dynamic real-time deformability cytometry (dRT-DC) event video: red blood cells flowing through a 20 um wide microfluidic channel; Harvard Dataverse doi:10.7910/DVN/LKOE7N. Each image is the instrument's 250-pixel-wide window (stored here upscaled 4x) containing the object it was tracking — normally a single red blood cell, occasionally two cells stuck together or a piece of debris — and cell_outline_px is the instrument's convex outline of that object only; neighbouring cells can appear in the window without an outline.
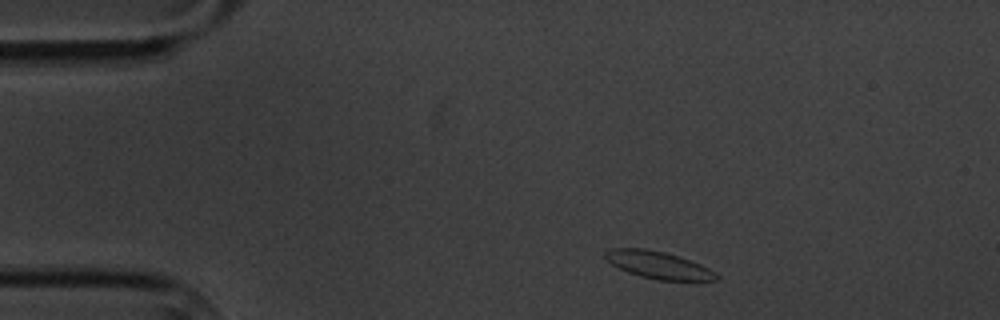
{"species": "common noctule bat (a hibernating species)", "species_latin": "Nyctalus noctula", "temperature_condition": "cold", "stored_images_in_passage": 3, "camera_frame_rate_fps": 3000, "um_per_image_px": 0.085, "animal": {"sex": "male", "body_mass_g": 20.1, "forearm_length_mm": 53.5}, "frame": {"image": 1, "passage_image": 1, "time_ms": 0.0, "image_size_px": [1000, 320], "cell_outline_px": [[720, 276], [716, 280], [656, 280], [640, 276], [628, 272], [612, 264], [604, 256], [604, 252], [608, 248], [644, 248], [664, 252], [700, 264], [716, 272]], "centroid_in_image_um": [55.94, 22.52], "position_along_channel_um": 29.1, "area_um2": 17.46}}